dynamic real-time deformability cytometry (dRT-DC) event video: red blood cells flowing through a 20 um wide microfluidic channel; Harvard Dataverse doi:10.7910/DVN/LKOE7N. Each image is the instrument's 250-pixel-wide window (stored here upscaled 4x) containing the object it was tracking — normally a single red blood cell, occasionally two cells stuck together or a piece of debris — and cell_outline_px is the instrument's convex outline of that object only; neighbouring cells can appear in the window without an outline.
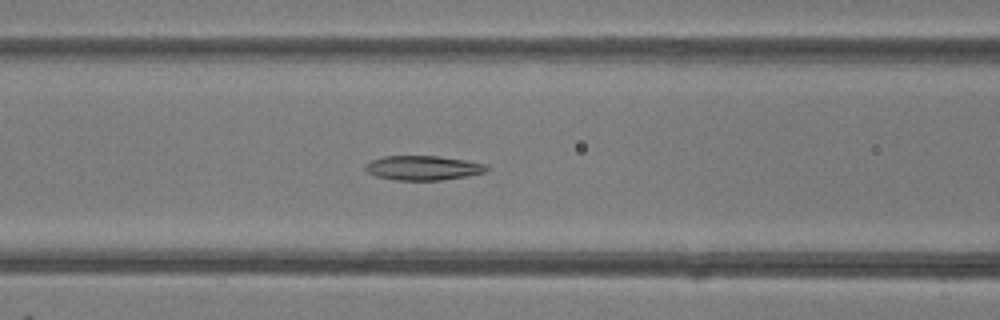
{"species": "common noctule bat (a hibernating species)", "species_latin": "Nyctalus noctula", "temperature_condition": "room temperature", "stored_images_in_passage": 37, "camera_frame_rate_fps": 3000, "um_per_image_px": 0.085, "animal": {"sex": "female"}, "frame": {"image": 1, "passage_image": 9, "time_ms": 2.667, "image_size_px": [1000, 320], "cell_outline_px": [[488, 168], [484, 172], [468, 176], [440, 180], [396, 180], [376, 176], [368, 172], [364, 168], [364, 164], [372, 160], [384, 156], [436, 156], [464, 160], [488, 164]], "centroid_in_image_um": [35.95, 14.27], "position_along_channel_um": 130.7, "area_um2": 17.22}}
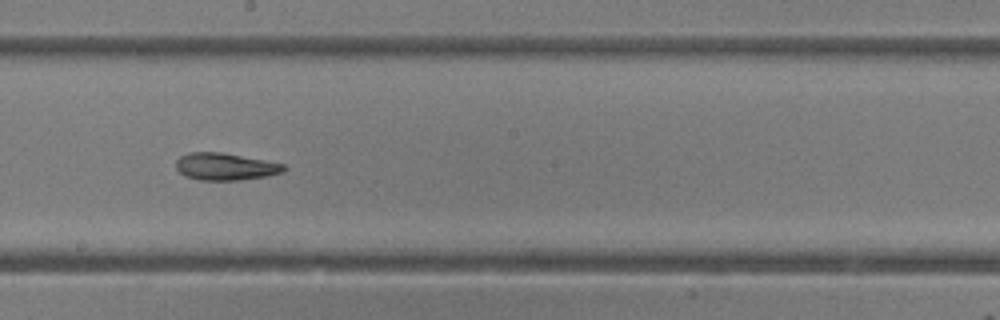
{"frame": {"image": 2, "passage_image": 16, "time_ms": 5.0, "image_size_px": [1000, 320], "cell_outline_px": [[288, 168], [284, 172], [264, 176], [240, 180], [200, 180], [184, 176], [176, 168], [176, 160], [180, 156], [188, 152], [220, 152], [264, 160], [284, 164]], "centroid_in_image_um": [19.13, 14.16], "position_along_channel_um": 229.1, "area_um2": 17.05}}
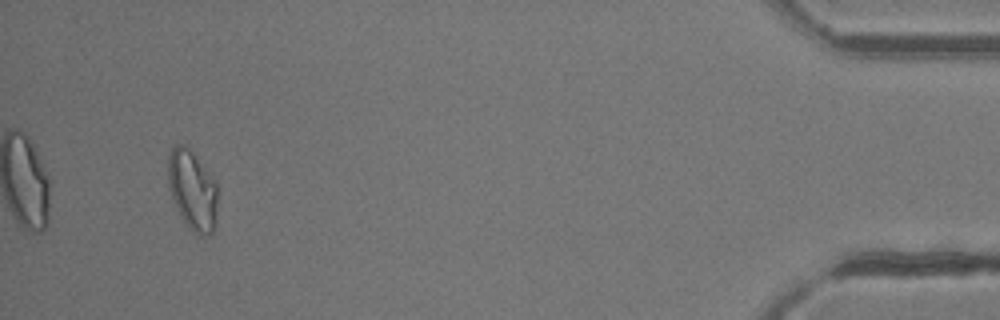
{"frame": {"image": 3, "passage_image": 35, "time_ms": 11.333, "image_size_px": [1000, 320], "cell_outline_px": [[216, 224], [212, 232], [208, 236], [200, 236], [192, 232], [180, 216], [168, 188], [168, 156], [172, 148], [176, 144], [184, 144], [192, 152], [216, 180]], "centroid_in_image_um": [16.35, 16.18], "position_along_channel_um": 418.9, "area_um2": 23.18}, "authors_computed_cell_mechanics": {"area_um2": 17.918, "velocity_mm_per_s": 4.2236, "shape_relaxation_time_tau1_ms": 5.3357, "shape_relaxation_time_tau2_ms": 2.4883, "deformation_change_tau1": 0.1547, "deformation_change_tau2": 0.0867}}